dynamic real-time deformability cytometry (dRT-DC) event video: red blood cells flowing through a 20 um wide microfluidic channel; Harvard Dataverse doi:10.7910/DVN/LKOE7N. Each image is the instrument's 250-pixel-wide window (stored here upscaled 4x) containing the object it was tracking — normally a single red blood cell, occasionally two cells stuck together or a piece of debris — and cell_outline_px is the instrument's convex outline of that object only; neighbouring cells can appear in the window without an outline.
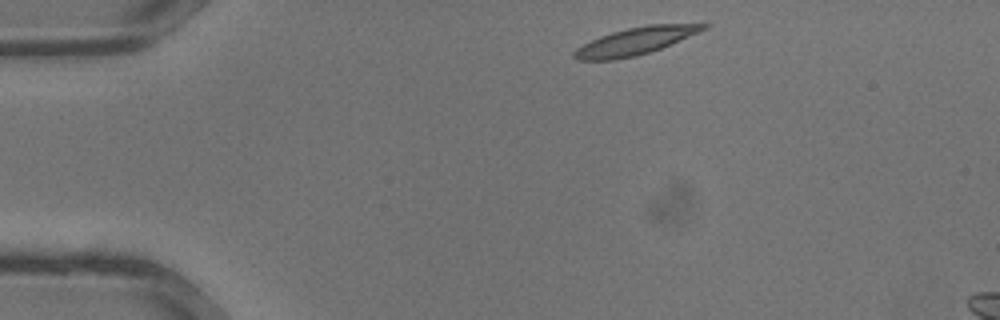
{"species": "common noctule bat (a hibernating species)", "species_latin": "Nyctalus noctula", "temperature_condition": "warm", "stored_images_in_passage": 5, "camera_frame_rate_fps": 3000, "um_per_image_px": 0.085, "animal": {"sex": "male", "body_mass_g": 13.3}, "frame": {"image": 1, "passage_image": 1, "time_ms": 0.0, "image_size_px": [1000, 320], "cell_outline_px": [[712, 24], [708, 28], [660, 48], [636, 56], [616, 60], [576, 60], [572, 56], [572, 52], [576, 48], [600, 36], [612, 32], [628, 28], [648, 24]], "centroid_in_image_um": [53.96, 3.5], "position_along_channel_um": 31.0, "area_um2": 20.35}}